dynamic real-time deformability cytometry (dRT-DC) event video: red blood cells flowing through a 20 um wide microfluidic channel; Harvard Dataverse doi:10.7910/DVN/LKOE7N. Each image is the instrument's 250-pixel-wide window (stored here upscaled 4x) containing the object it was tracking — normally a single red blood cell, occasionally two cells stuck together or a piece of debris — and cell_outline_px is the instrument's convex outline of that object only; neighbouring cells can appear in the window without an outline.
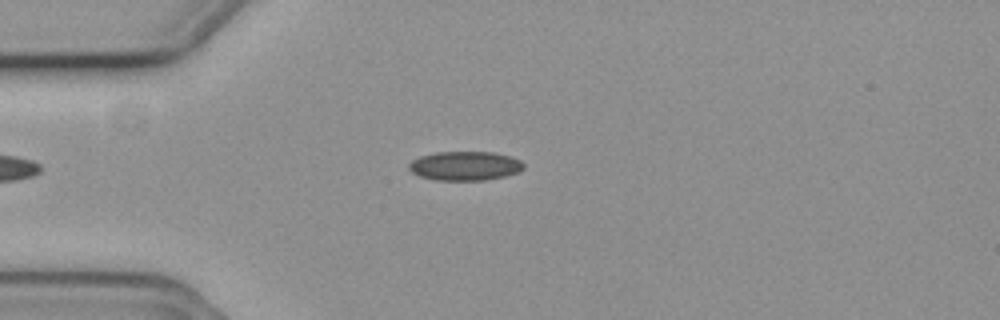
{"species": "common noctule bat (a hibernating species)", "species_latin": "Nyctalus noctula", "temperature_condition": "cold", "stored_images_in_passage": 43, "camera_frame_rate_fps": 3000, "um_per_image_px": 0.085, "animal": {"sex": "female", "body_mass_g": 19.3, "forearm_length_mm": 54.1}, "frame": {"image": 1, "passage_image": 2, "time_ms": 0.333, "image_size_px": [1000, 320], "cell_outline_px": [[524, 168], [516, 172], [504, 176], [484, 180], [436, 180], [420, 176], [412, 172], [408, 168], [408, 164], [412, 160], [420, 156], [436, 152], [492, 152], [512, 156], [520, 160], [524, 164]], "centroid_in_image_um": [39.51, 14.09], "position_along_channel_um": 45.5, "area_um2": 19.42}}
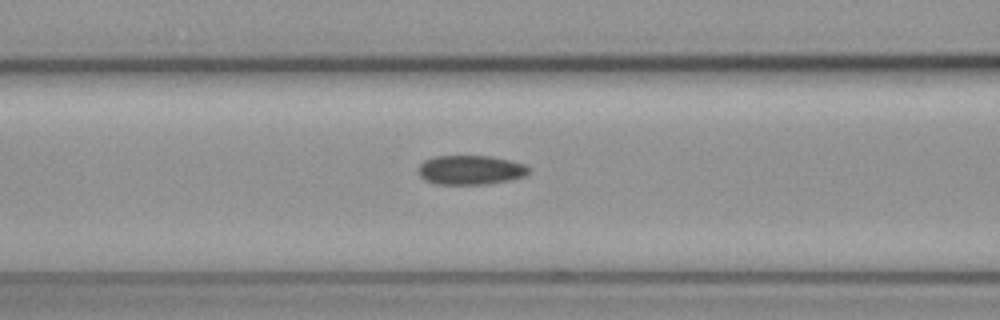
{"frame": {"image": 2, "passage_image": 10, "time_ms": 3.0, "image_size_px": [1000, 320], "cell_outline_px": [[528, 172], [524, 176], [512, 180], [488, 184], [436, 184], [424, 180], [420, 176], [416, 168], [424, 160], [436, 156], [492, 156], [512, 160], [524, 164], [528, 168]], "centroid_in_image_um": [39.97, 14.45], "position_along_channel_um": 126.6, "area_um2": 19.07}}
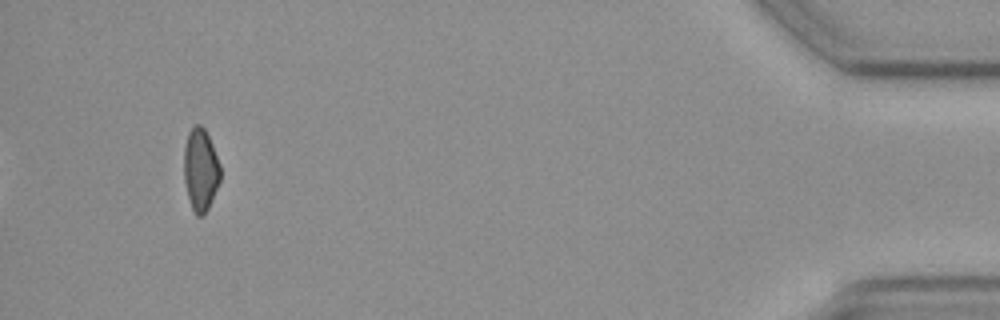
{"frame": {"image": 3, "passage_image": 40, "time_ms": 13.0, "image_size_px": [1000, 320], "cell_outline_px": [[220, 180], [212, 200], [208, 208], [200, 216], [196, 216], [192, 208], [188, 196], [184, 180], [184, 148], [188, 132], [196, 124], [200, 124], [204, 128], [212, 144], [220, 164]], "centroid_in_image_um": [17.04, 14.41], "position_along_channel_um": 418.2, "area_um2": 17.34}, "authors_computed_cell_mechanics": {"area_um2": 18.8428, "velocity_mm_per_s": 3.7182, "shape_relaxation_time_tau1_ms": null, "shape_relaxation_time_tau2_ms": 4.5207, "deformation_change_tau1": null, "deformation_change_tau2": 0.1017}}